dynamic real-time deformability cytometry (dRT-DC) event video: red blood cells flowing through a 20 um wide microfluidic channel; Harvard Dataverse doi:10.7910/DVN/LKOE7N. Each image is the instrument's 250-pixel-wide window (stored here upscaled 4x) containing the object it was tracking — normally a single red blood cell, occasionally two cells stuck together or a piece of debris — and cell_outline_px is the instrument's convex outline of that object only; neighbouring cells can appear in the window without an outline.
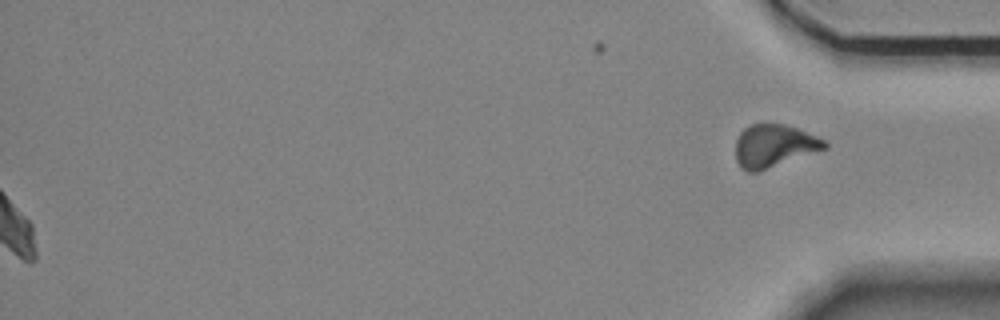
{"species": "Egyptian fruit bat (a non-hibernating species)", "species_latin": "Rousettus aegyptiacus", "temperature_condition": "room temperature", "stored_images_in_passage": 53, "segment_of_instrument_passage": [2, 2], "camera_frame_rate_fps": 3000, "um_per_image_px": 0.085, "animal": {"sex": "female"}, "frame": {"image": 1, "passage_image": 53, "time_ms": 17.333, "image_size_px": [1000, 320], "cell_outline_px": [[828, 148], [756, 172], [748, 172], [740, 168], [736, 160], [736, 140], [740, 132], [744, 128], [752, 124], [764, 120], [784, 124], [796, 128], [816, 136], [824, 140], [828, 144]], "centroid_in_image_um": [65.76, 12.36], "position_along_channel_um": 369.4, "area_um2": 22.48}}